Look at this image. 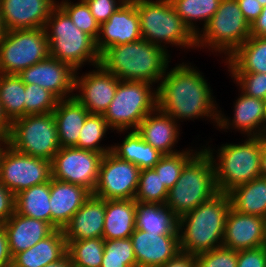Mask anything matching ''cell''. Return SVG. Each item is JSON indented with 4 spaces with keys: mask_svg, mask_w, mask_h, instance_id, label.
Masks as SVG:
<instances>
[{
    "mask_svg": "<svg viewBox=\"0 0 266 267\" xmlns=\"http://www.w3.org/2000/svg\"><path fill=\"white\" fill-rule=\"evenodd\" d=\"M189 64L182 62L170 71L166 69L157 84V108L178 123L205 117L217 126L219 107L213 90L203 73Z\"/></svg>",
    "mask_w": 266,
    "mask_h": 267,
    "instance_id": "cell-1",
    "label": "cell"
},
{
    "mask_svg": "<svg viewBox=\"0 0 266 267\" xmlns=\"http://www.w3.org/2000/svg\"><path fill=\"white\" fill-rule=\"evenodd\" d=\"M169 52L141 39L111 46L100 54L99 64L121 81L160 83L169 69Z\"/></svg>",
    "mask_w": 266,
    "mask_h": 267,
    "instance_id": "cell-2",
    "label": "cell"
},
{
    "mask_svg": "<svg viewBox=\"0 0 266 267\" xmlns=\"http://www.w3.org/2000/svg\"><path fill=\"white\" fill-rule=\"evenodd\" d=\"M231 208L228 193L218 192L178 219L180 251L197 255L223 244L226 216Z\"/></svg>",
    "mask_w": 266,
    "mask_h": 267,
    "instance_id": "cell-3",
    "label": "cell"
},
{
    "mask_svg": "<svg viewBox=\"0 0 266 267\" xmlns=\"http://www.w3.org/2000/svg\"><path fill=\"white\" fill-rule=\"evenodd\" d=\"M243 142L222 144L217 151L210 145L201 146L212 159L218 192L228 193L234 187L261 176L262 137H247Z\"/></svg>",
    "mask_w": 266,
    "mask_h": 267,
    "instance_id": "cell-4",
    "label": "cell"
},
{
    "mask_svg": "<svg viewBox=\"0 0 266 267\" xmlns=\"http://www.w3.org/2000/svg\"><path fill=\"white\" fill-rule=\"evenodd\" d=\"M44 29L51 57L69 64L75 71L87 62L90 66L99 64L96 41L74 25L58 4L52 9Z\"/></svg>",
    "mask_w": 266,
    "mask_h": 267,
    "instance_id": "cell-5",
    "label": "cell"
},
{
    "mask_svg": "<svg viewBox=\"0 0 266 267\" xmlns=\"http://www.w3.org/2000/svg\"><path fill=\"white\" fill-rule=\"evenodd\" d=\"M199 148L168 191L165 205L178 219L218 193L212 159L204 148Z\"/></svg>",
    "mask_w": 266,
    "mask_h": 267,
    "instance_id": "cell-6",
    "label": "cell"
},
{
    "mask_svg": "<svg viewBox=\"0 0 266 267\" xmlns=\"http://www.w3.org/2000/svg\"><path fill=\"white\" fill-rule=\"evenodd\" d=\"M142 39L169 51L166 45L196 48V36L184 24L170 0H133ZM164 44V45H163Z\"/></svg>",
    "mask_w": 266,
    "mask_h": 267,
    "instance_id": "cell-7",
    "label": "cell"
},
{
    "mask_svg": "<svg viewBox=\"0 0 266 267\" xmlns=\"http://www.w3.org/2000/svg\"><path fill=\"white\" fill-rule=\"evenodd\" d=\"M250 24L236 0H221L213 17L196 35V48L206 47L229 58L249 37ZM212 49V50H211Z\"/></svg>",
    "mask_w": 266,
    "mask_h": 267,
    "instance_id": "cell-8",
    "label": "cell"
},
{
    "mask_svg": "<svg viewBox=\"0 0 266 267\" xmlns=\"http://www.w3.org/2000/svg\"><path fill=\"white\" fill-rule=\"evenodd\" d=\"M142 81H119L113 100L104 113L111 130H136L140 122L157 108V88Z\"/></svg>",
    "mask_w": 266,
    "mask_h": 267,
    "instance_id": "cell-9",
    "label": "cell"
},
{
    "mask_svg": "<svg viewBox=\"0 0 266 267\" xmlns=\"http://www.w3.org/2000/svg\"><path fill=\"white\" fill-rule=\"evenodd\" d=\"M8 145L26 155L52 161L61 148L53 112L29 114L14 120Z\"/></svg>",
    "mask_w": 266,
    "mask_h": 267,
    "instance_id": "cell-10",
    "label": "cell"
},
{
    "mask_svg": "<svg viewBox=\"0 0 266 267\" xmlns=\"http://www.w3.org/2000/svg\"><path fill=\"white\" fill-rule=\"evenodd\" d=\"M49 56L44 28L5 31L0 41V73L18 75Z\"/></svg>",
    "mask_w": 266,
    "mask_h": 267,
    "instance_id": "cell-11",
    "label": "cell"
},
{
    "mask_svg": "<svg viewBox=\"0 0 266 267\" xmlns=\"http://www.w3.org/2000/svg\"><path fill=\"white\" fill-rule=\"evenodd\" d=\"M51 178V161L26 155L7 145L0 160V182L14 195Z\"/></svg>",
    "mask_w": 266,
    "mask_h": 267,
    "instance_id": "cell-12",
    "label": "cell"
},
{
    "mask_svg": "<svg viewBox=\"0 0 266 267\" xmlns=\"http://www.w3.org/2000/svg\"><path fill=\"white\" fill-rule=\"evenodd\" d=\"M103 154L75 147H61L51 161L52 178L77 184L93 193Z\"/></svg>",
    "mask_w": 266,
    "mask_h": 267,
    "instance_id": "cell-13",
    "label": "cell"
},
{
    "mask_svg": "<svg viewBox=\"0 0 266 267\" xmlns=\"http://www.w3.org/2000/svg\"><path fill=\"white\" fill-rule=\"evenodd\" d=\"M140 168L115 156L103 155L93 195L105 200L135 199Z\"/></svg>",
    "mask_w": 266,
    "mask_h": 267,
    "instance_id": "cell-14",
    "label": "cell"
},
{
    "mask_svg": "<svg viewBox=\"0 0 266 267\" xmlns=\"http://www.w3.org/2000/svg\"><path fill=\"white\" fill-rule=\"evenodd\" d=\"M93 71L79 76L75 72L74 97L92 114L104 115L114 98L118 79L100 64L94 66ZM78 75V76H77ZM78 92V93H77Z\"/></svg>",
    "mask_w": 266,
    "mask_h": 267,
    "instance_id": "cell-15",
    "label": "cell"
},
{
    "mask_svg": "<svg viewBox=\"0 0 266 267\" xmlns=\"http://www.w3.org/2000/svg\"><path fill=\"white\" fill-rule=\"evenodd\" d=\"M75 70L51 56L24 69L18 76L25 84H35L50 91L58 100L74 97Z\"/></svg>",
    "mask_w": 266,
    "mask_h": 267,
    "instance_id": "cell-16",
    "label": "cell"
},
{
    "mask_svg": "<svg viewBox=\"0 0 266 267\" xmlns=\"http://www.w3.org/2000/svg\"><path fill=\"white\" fill-rule=\"evenodd\" d=\"M139 16L133 0H126L106 21L100 25L96 40L99 54L111 46L141 40Z\"/></svg>",
    "mask_w": 266,
    "mask_h": 267,
    "instance_id": "cell-17",
    "label": "cell"
},
{
    "mask_svg": "<svg viewBox=\"0 0 266 267\" xmlns=\"http://www.w3.org/2000/svg\"><path fill=\"white\" fill-rule=\"evenodd\" d=\"M56 0H0L5 31L44 28Z\"/></svg>",
    "mask_w": 266,
    "mask_h": 267,
    "instance_id": "cell-18",
    "label": "cell"
},
{
    "mask_svg": "<svg viewBox=\"0 0 266 267\" xmlns=\"http://www.w3.org/2000/svg\"><path fill=\"white\" fill-rule=\"evenodd\" d=\"M241 94L234 102V116H225L219 110L217 128L237 129L247 137H264L266 135V114L264 100L248 96L240 90Z\"/></svg>",
    "mask_w": 266,
    "mask_h": 267,
    "instance_id": "cell-19",
    "label": "cell"
},
{
    "mask_svg": "<svg viewBox=\"0 0 266 267\" xmlns=\"http://www.w3.org/2000/svg\"><path fill=\"white\" fill-rule=\"evenodd\" d=\"M130 238L137 267H159L180 252L179 234L159 235L135 229Z\"/></svg>",
    "mask_w": 266,
    "mask_h": 267,
    "instance_id": "cell-20",
    "label": "cell"
},
{
    "mask_svg": "<svg viewBox=\"0 0 266 267\" xmlns=\"http://www.w3.org/2000/svg\"><path fill=\"white\" fill-rule=\"evenodd\" d=\"M264 245L263 217L240 213L230 208L226 216L222 246L240 251Z\"/></svg>",
    "mask_w": 266,
    "mask_h": 267,
    "instance_id": "cell-21",
    "label": "cell"
},
{
    "mask_svg": "<svg viewBox=\"0 0 266 267\" xmlns=\"http://www.w3.org/2000/svg\"><path fill=\"white\" fill-rule=\"evenodd\" d=\"M91 194L83 186L51 178V226L54 229H63Z\"/></svg>",
    "mask_w": 266,
    "mask_h": 267,
    "instance_id": "cell-22",
    "label": "cell"
},
{
    "mask_svg": "<svg viewBox=\"0 0 266 267\" xmlns=\"http://www.w3.org/2000/svg\"><path fill=\"white\" fill-rule=\"evenodd\" d=\"M177 123L170 115L156 108L140 122L136 132L163 155H173L180 152L174 149L180 139V124Z\"/></svg>",
    "mask_w": 266,
    "mask_h": 267,
    "instance_id": "cell-23",
    "label": "cell"
},
{
    "mask_svg": "<svg viewBox=\"0 0 266 267\" xmlns=\"http://www.w3.org/2000/svg\"><path fill=\"white\" fill-rule=\"evenodd\" d=\"M105 199L91 196L63 228L66 243L90 238H103Z\"/></svg>",
    "mask_w": 266,
    "mask_h": 267,
    "instance_id": "cell-24",
    "label": "cell"
},
{
    "mask_svg": "<svg viewBox=\"0 0 266 267\" xmlns=\"http://www.w3.org/2000/svg\"><path fill=\"white\" fill-rule=\"evenodd\" d=\"M8 236L12 257L49 236L55 229L46 221L37 220L14 212L2 224Z\"/></svg>",
    "mask_w": 266,
    "mask_h": 267,
    "instance_id": "cell-25",
    "label": "cell"
},
{
    "mask_svg": "<svg viewBox=\"0 0 266 267\" xmlns=\"http://www.w3.org/2000/svg\"><path fill=\"white\" fill-rule=\"evenodd\" d=\"M67 253V243L63 229H55L45 239L33 247L12 257L11 267H44L58 261Z\"/></svg>",
    "mask_w": 266,
    "mask_h": 267,
    "instance_id": "cell-26",
    "label": "cell"
},
{
    "mask_svg": "<svg viewBox=\"0 0 266 267\" xmlns=\"http://www.w3.org/2000/svg\"><path fill=\"white\" fill-rule=\"evenodd\" d=\"M89 111L75 98L58 100L53 115L61 147H74Z\"/></svg>",
    "mask_w": 266,
    "mask_h": 267,
    "instance_id": "cell-27",
    "label": "cell"
},
{
    "mask_svg": "<svg viewBox=\"0 0 266 267\" xmlns=\"http://www.w3.org/2000/svg\"><path fill=\"white\" fill-rule=\"evenodd\" d=\"M136 201L134 199L105 200L103 238H129L135 227Z\"/></svg>",
    "mask_w": 266,
    "mask_h": 267,
    "instance_id": "cell-28",
    "label": "cell"
},
{
    "mask_svg": "<svg viewBox=\"0 0 266 267\" xmlns=\"http://www.w3.org/2000/svg\"><path fill=\"white\" fill-rule=\"evenodd\" d=\"M135 227L159 235L178 234V218L165 204L136 201Z\"/></svg>",
    "mask_w": 266,
    "mask_h": 267,
    "instance_id": "cell-29",
    "label": "cell"
},
{
    "mask_svg": "<svg viewBox=\"0 0 266 267\" xmlns=\"http://www.w3.org/2000/svg\"><path fill=\"white\" fill-rule=\"evenodd\" d=\"M228 194L235 211L260 217L266 214V177L259 176L236 186Z\"/></svg>",
    "mask_w": 266,
    "mask_h": 267,
    "instance_id": "cell-30",
    "label": "cell"
},
{
    "mask_svg": "<svg viewBox=\"0 0 266 267\" xmlns=\"http://www.w3.org/2000/svg\"><path fill=\"white\" fill-rule=\"evenodd\" d=\"M224 63L229 72L266 73V38L250 36Z\"/></svg>",
    "mask_w": 266,
    "mask_h": 267,
    "instance_id": "cell-31",
    "label": "cell"
},
{
    "mask_svg": "<svg viewBox=\"0 0 266 267\" xmlns=\"http://www.w3.org/2000/svg\"><path fill=\"white\" fill-rule=\"evenodd\" d=\"M126 133L128 134L123 138L121 144L112 145L111 152L115 156L137 165L140 170L153 168L163 154L146 143L136 130Z\"/></svg>",
    "mask_w": 266,
    "mask_h": 267,
    "instance_id": "cell-32",
    "label": "cell"
},
{
    "mask_svg": "<svg viewBox=\"0 0 266 267\" xmlns=\"http://www.w3.org/2000/svg\"><path fill=\"white\" fill-rule=\"evenodd\" d=\"M15 212L51 225L50 181L16 194Z\"/></svg>",
    "mask_w": 266,
    "mask_h": 267,
    "instance_id": "cell-33",
    "label": "cell"
},
{
    "mask_svg": "<svg viewBox=\"0 0 266 267\" xmlns=\"http://www.w3.org/2000/svg\"><path fill=\"white\" fill-rule=\"evenodd\" d=\"M184 24L196 36L200 29L198 21L203 22V28L217 11L221 0H170ZM197 21V22H196Z\"/></svg>",
    "mask_w": 266,
    "mask_h": 267,
    "instance_id": "cell-34",
    "label": "cell"
},
{
    "mask_svg": "<svg viewBox=\"0 0 266 267\" xmlns=\"http://www.w3.org/2000/svg\"><path fill=\"white\" fill-rule=\"evenodd\" d=\"M0 102L11 122L25 116V83L18 75L0 73Z\"/></svg>",
    "mask_w": 266,
    "mask_h": 267,
    "instance_id": "cell-35",
    "label": "cell"
},
{
    "mask_svg": "<svg viewBox=\"0 0 266 267\" xmlns=\"http://www.w3.org/2000/svg\"><path fill=\"white\" fill-rule=\"evenodd\" d=\"M108 130L111 129L104 115L90 113L80 130L78 143L74 147L95 151L103 155L109 153L112 149V145H105L104 147V145L102 146L101 144Z\"/></svg>",
    "mask_w": 266,
    "mask_h": 267,
    "instance_id": "cell-36",
    "label": "cell"
},
{
    "mask_svg": "<svg viewBox=\"0 0 266 267\" xmlns=\"http://www.w3.org/2000/svg\"><path fill=\"white\" fill-rule=\"evenodd\" d=\"M73 267H101L104 238H90L67 243Z\"/></svg>",
    "mask_w": 266,
    "mask_h": 267,
    "instance_id": "cell-37",
    "label": "cell"
},
{
    "mask_svg": "<svg viewBox=\"0 0 266 267\" xmlns=\"http://www.w3.org/2000/svg\"><path fill=\"white\" fill-rule=\"evenodd\" d=\"M168 191L154 168L140 170L134 200L141 203L165 204Z\"/></svg>",
    "mask_w": 266,
    "mask_h": 267,
    "instance_id": "cell-38",
    "label": "cell"
},
{
    "mask_svg": "<svg viewBox=\"0 0 266 267\" xmlns=\"http://www.w3.org/2000/svg\"><path fill=\"white\" fill-rule=\"evenodd\" d=\"M101 267H137L131 238L104 239Z\"/></svg>",
    "mask_w": 266,
    "mask_h": 267,
    "instance_id": "cell-39",
    "label": "cell"
},
{
    "mask_svg": "<svg viewBox=\"0 0 266 267\" xmlns=\"http://www.w3.org/2000/svg\"><path fill=\"white\" fill-rule=\"evenodd\" d=\"M197 150V151H196ZM187 149L173 155H163L154 165V170L159 174L164 186L170 190L178 181L185 164L200 149Z\"/></svg>",
    "mask_w": 266,
    "mask_h": 267,
    "instance_id": "cell-40",
    "label": "cell"
},
{
    "mask_svg": "<svg viewBox=\"0 0 266 267\" xmlns=\"http://www.w3.org/2000/svg\"><path fill=\"white\" fill-rule=\"evenodd\" d=\"M69 1L62 0L57 4L68 14L74 25L96 41L100 33V24L93 17L86 2L84 0L76 3Z\"/></svg>",
    "mask_w": 266,
    "mask_h": 267,
    "instance_id": "cell-41",
    "label": "cell"
},
{
    "mask_svg": "<svg viewBox=\"0 0 266 267\" xmlns=\"http://www.w3.org/2000/svg\"><path fill=\"white\" fill-rule=\"evenodd\" d=\"M58 99L48 90L35 84H25V116L53 112Z\"/></svg>",
    "mask_w": 266,
    "mask_h": 267,
    "instance_id": "cell-42",
    "label": "cell"
},
{
    "mask_svg": "<svg viewBox=\"0 0 266 267\" xmlns=\"http://www.w3.org/2000/svg\"><path fill=\"white\" fill-rule=\"evenodd\" d=\"M233 81L244 94L261 100L266 99V73L229 72Z\"/></svg>",
    "mask_w": 266,
    "mask_h": 267,
    "instance_id": "cell-43",
    "label": "cell"
},
{
    "mask_svg": "<svg viewBox=\"0 0 266 267\" xmlns=\"http://www.w3.org/2000/svg\"><path fill=\"white\" fill-rule=\"evenodd\" d=\"M197 267H237V251L220 246L195 255Z\"/></svg>",
    "mask_w": 266,
    "mask_h": 267,
    "instance_id": "cell-44",
    "label": "cell"
},
{
    "mask_svg": "<svg viewBox=\"0 0 266 267\" xmlns=\"http://www.w3.org/2000/svg\"><path fill=\"white\" fill-rule=\"evenodd\" d=\"M88 5L90 12L95 20L101 25L106 22L110 16L126 1V0H84Z\"/></svg>",
    "mask_w": 266,
    "mask_h": 267,
    "instance_id": "cell-45",
    "label": "cell"
},
{
    "mask_svg": "<svg viewBox=\"0 0 266 267\" xmlns=\"http://www.w3.org/2000/svg\"><path fill=\"white\" fill-rule=\"evenodd\" d=\"M237 267H266V245L237 251Z\"/></svg>",
    "mask_w": 266,
    "mask_h": 267,
    "instance_id": "cell-46",
    "label": "cell"
},
{
    "mask_svg": "<svg viewBox=\"0 0 266 267\" xmlns=\"http://www.w3.org/2000/svg\"><path fill=\"white\" fill-rule=\"evenodd\" d=\"M15 212V195L0 182V225Z\"/></svg>",
    "mask_w": 266,
    "mask_h": 267,
    "instance_id": "cell-47",
    "label": "cell"
},
{
    "mask_svg": "<svg viewBox=\"0 0 266 267\" xmlns=\"http://www.w3.org/2000/svg\"><path fill=\"white\" fill-rule=\"evenodd\" d=\"M239 4L240 10L243 13L245 20L251 25L259 14L263 6L257 0H236Z\"/></svg>",
    "mask_w": 266,
    "mask_h": 267,
    "instance_id": "cell-48",
    "label": "cell"
},
{
    "mask_svg": "<svg viewBox=\"0 0 266 267\" xmlns=\"http://www.w3.org/2000/svg\"><path fill=\"white\" fill-rule=\"evenodd\" d=\"M12 255L9 250L8 236L3 225H0V267H11Z\"/></svg>",
    "mask_w": 266,
    "mask_h": 267,
    "instance_id": "cell-49",
    "label": "cell"
},
{
    "mask_svg": "<svg viewBox=\"0 0 266 267\" xmlns=\"http://www.w3.org/2000/svg\"><path fill=\"white\" fill-rule=\"evenodd\" d=\"M159 267H197L195 255L179 252L174 258Z\"/></svg>",
    "mask_w": 266,
    "mask_h": 267,
    "instance_id": "cell-50",
    "label": "cell"
},
{
    "mask_svg": "<svg viewBox=\"0 0 266 267\" xmlns=\"http://www.w3.org/2000/svg\"><path fill=\"white\" fill-rule=\"evenodd\" d=\"M250 34L251 36L266 38V6L263 7L258 18L251 23Z\"/></svg>",
    "mask_w": 266,
    "mask_h": 267,
    "instance_id": "cell-51",
    "label": "cell"
},
{
    "mask_svg": "<svg viewBox=\"0 0 266 267\" xmlns=\"http://www.w3.org/2000/svg\"><path fill=\"white\" fill-rule=\"evenodd\" d=\"M12 122L6 116L0 102V137H8L10 133Z\"/></svg>",
    "mask_w": 266,
    "mask_h": 267,
    "instance_id": "cell-52",
    "label": "cell"
},
{
    "mask_svg": "<svg viewBox=\"0 0 266 267\" xmlns=\"http://www.w3.org/2000/svg\"><path fill=\"white\" fill-rule=\"evenodd\" d=\"M44 267H73L72 260L70 258V255L66 253L62 258H60L58 261L49 263Z\"/></svg>",
    "mask_w": 266,
    "mask_h": 267,
    "instance_id": "cell-53",
    "label": "cell"
},
{
    "mask_svg": "<svg viewBox=\"0 0 266 267\" xmlns=\"http://www.w3.org/2000/svg\"><path fill=\"white\" fill-rule=\"evenodd\" d=\"M261 176L266 177V135L262 137V153L260 159Z\"/></svg>",
    "mask_w": 266,
    "mask_h": 267,
    "instance_id": "cell-54",
    "label": "cell"
},
{
    "mask_svg": "<svg viewBox=\"0 0 266 267\" xmlns=\"http://www.w3.org/2000/svg\"><path fill=\"white\" fill-rule=\"evenodd\" d=\"M7 145H8V137H0V160Z\"/></svg>",
    "mask_w": 266,
    "mask_h": 267,
    "instance_id": "cell-55",
    "label": "cell"
},
{
    "mask_svg": "<svg viewBox=\"0 0 266 267\" xmlns=\"http://www.w3.org/2000/svg\"><path fill=\"white\" fill-rule=\"evenodd\" d=\"M4 33H5V30H4V27H3V24H2V20H1V17H0V41L3 38Z\"/></svg>",
    "mask_w": 266,
    "mask_h": 267,
    "instance_id": "cell-56",
    "label": "cell"
},
{
    "mask_svg": "<svg viewBox=\"0 0 266 267\" xmlns=\"http://www.w3.org/2000/svg\"><path fill=\"white\" fill-rule=\"evenodd\" d=\"M264 237L266 242V214L263 216Z\"/></svg>",
    "mask_w": 266,
    "mask_h": 267,
    "instance_id": "cell-57",
    "label": "cell"
},
{
    "mask_svg": "<svg viewBox=\"0 0 266 267\" xmlns=\"http://www.w3.org/2000/svg\"><path fill=\"white\" fill-rule=\"evenodd\" d=\"M263 7L266 6V0H257Z\"/></svg>",
    "mask_w": 266,
    "mask_h": 267,
    "instance_id": "cell-58",
    "label": "cell"
},
{
    "mask_svg": "<svg viewBox=\"0 0 266 267\" xmlns=\"http://www.w3.org/2000/svg\"><path fill=\"white\" fill-rule=\"evenodd\" d=\"M264 108H265V114H266V99L264 100Z\"/></svg>",
    "mask_w": 266,
    "mask_h": 267,
    "instance_id": "cell-59",
    "label": "cell"
}]
</instances>
